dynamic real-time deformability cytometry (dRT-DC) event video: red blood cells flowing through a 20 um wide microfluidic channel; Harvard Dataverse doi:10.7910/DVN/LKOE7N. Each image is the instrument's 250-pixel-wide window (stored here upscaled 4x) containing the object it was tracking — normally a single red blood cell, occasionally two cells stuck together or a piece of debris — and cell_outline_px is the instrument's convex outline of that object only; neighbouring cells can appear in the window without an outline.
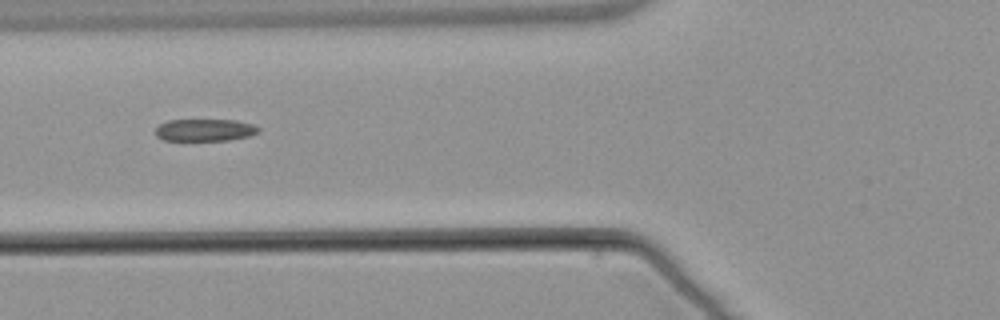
{"species": "common noctule bat (a hibernating species)", "species_latin": "Nyctalus noctula", "temperature_condition": "warm", "stored_images_in_passage": 4, "camera_frame_rate_fps": 3000, "um_per_image_px": 0.085, "animal": {"sex": "male", "body_mass_g": 21.5, "forearm_length_mm": 52.0}, "frame": {"image": 1, "passage_image": 2, "time_ms": 1.333, "image_size_px": [1000, 320], "cell_outline_px": [[260, 132], [248, 136], [228, 140], [164, 140], [156, 136], [156, 128], [160, 124], [168, 120], [236, 120], [256, 124], [260, 128]], "centroid_in_image_um": [17.46, 11.04], "position_along_channel_um": 108.3, "area_um2": 13.35}}
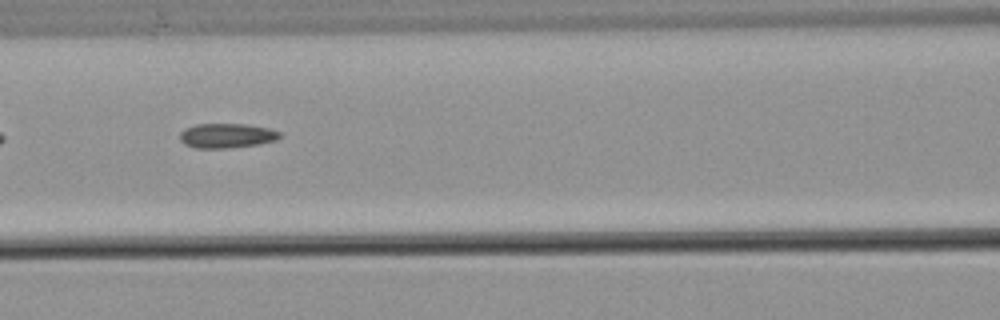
{"frame": {"image": 2, "passage_image": 3, "time_ms": 2.333, "image_size_px": [1000, 320], "cell_outline_px": [[280, 136], [276, 140], [260, 144], [228, 148], [196, 148], [184, 144], [180, 140], [180, 132], [184, 128], [196, 124], [244, 124], [268, 128], [280, 132]], "centroid_in_image_um": [19.24, 11.53], "position_along_channel_um": 147.4, "area_um2": 14.33}}